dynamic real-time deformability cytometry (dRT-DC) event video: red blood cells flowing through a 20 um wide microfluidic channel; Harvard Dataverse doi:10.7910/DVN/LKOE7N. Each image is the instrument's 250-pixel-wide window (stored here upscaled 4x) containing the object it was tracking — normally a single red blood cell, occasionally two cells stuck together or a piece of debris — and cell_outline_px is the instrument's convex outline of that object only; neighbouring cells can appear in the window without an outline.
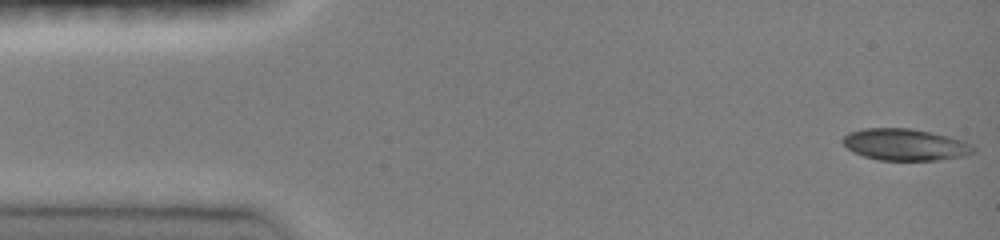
{"species": "common noctule bat (a hibernating species)", "species_latin": "Nyctalus noctula", "temperature_condition": "room temperature", "stored_images_in_passage": 12, "camera_frame_rate_fps": 3000, "um_per_image_px": 0.085, "animal": {"sex": "female", "body_mass_g": 19.0, "forearm_length_mm": 51.5}, "frame": {"image": 1, "passage_image": 1, "time_ms": 0.0, "image_size_px": [1000, 240], "cell_outline_px": [[976, 152], [964, 156], [940, 160], [880, 160], [864, 156], [852, 152], [840, 140], [848, 132], [864, 128], [908, 128], [932, 132], [948, 136], [960, 140], [976, 148]], "centroid_in_image_um": [76.91, 12.29], "position_along_channel_um": 8.1, "area_um2": 24.16}}
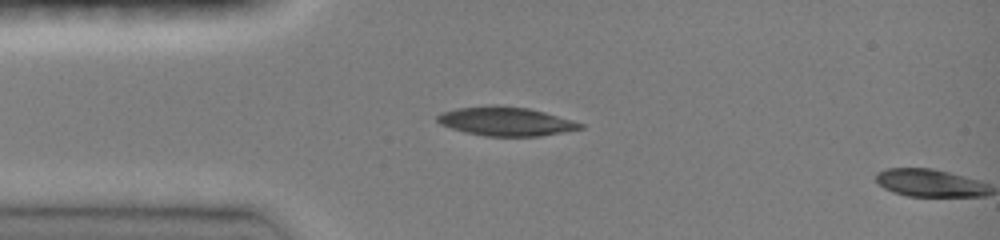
{"frame": {"image": 2, "passage_image": 11, "time_ms": 3.333, "image_size_px": [1000, 240], "cell_outline_px": [[584, 128], [564, 132], [540, 136], [484, 136], [464, 132], [440, 124], [436, 120], [436, 116], [440, 112], [456, 108], [496, 104], [528, 108], [544, 112], [572, 120], [584, 124]], "centroid_in_image_um": [42.97, 10.31], "position_along_channel_um": 42.0, "area_um2": 24.22}}